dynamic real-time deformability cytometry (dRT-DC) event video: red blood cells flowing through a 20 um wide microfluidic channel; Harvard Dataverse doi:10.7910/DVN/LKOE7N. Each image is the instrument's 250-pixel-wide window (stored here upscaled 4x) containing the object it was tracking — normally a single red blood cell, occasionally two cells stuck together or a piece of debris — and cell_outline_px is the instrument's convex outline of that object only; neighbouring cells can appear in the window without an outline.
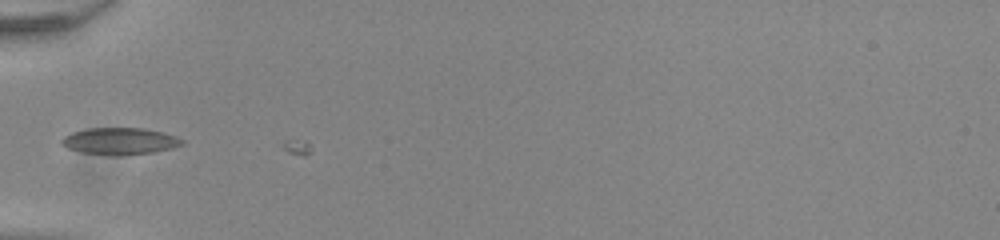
{"species": "common noctule bat (a hibernating species)", "species_latin": "Nyctalus noctula", "temperature_condition": "room temperature", "stored_images_in_passage": 2, "camera_frame_rate_fps": 3000, "um_per_image_px": 0.085, "animal": {"sex": "male", "body_mass_g": 20.0, "forearm_length_mm": 53.3}, "frame": {"image": 1, "passage_image": 1, "time_ms": 0.0, "image_size_px": [1000, 240], "cell_outline_px": [[180, 144], [168, 148], [148, 152], [84, 152], [68, 148], [60, 140], [64, 136], [76, 132], [92, 128], [140, 128], [160, 132], [172, 136], [180, 140]], "centroid_in_image_um": [10.11, 11.94], "position_along_channel_um": 74.9, "area_um2": 16.88}}